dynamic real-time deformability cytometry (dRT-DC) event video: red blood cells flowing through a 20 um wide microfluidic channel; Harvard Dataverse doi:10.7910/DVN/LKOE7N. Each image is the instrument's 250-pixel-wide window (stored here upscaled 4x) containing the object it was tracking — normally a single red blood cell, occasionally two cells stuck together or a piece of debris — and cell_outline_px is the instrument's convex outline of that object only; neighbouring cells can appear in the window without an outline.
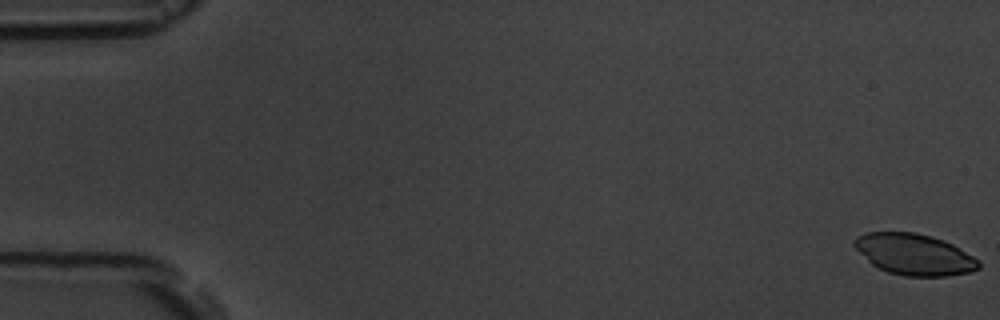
{"species": "common noctule bat (a hibernating species)", "species_latin": "Nyctalus noctula", "temperature_condition": "room temperature", "stored_images_in_passage": 4, "camera_frame_rate_fps": 3000, "um_per_image_px": 0.085, "animal": {"sex": "male", "body_mass_g": 19.5, "forearm_length_mm": 54.6}, "frame": {"image": 1, "passage_image": 1, "time_ms": 0.0, "image_size_px": [1000, 320], "cell_outline_px": [[980, 268], [968, 272], [948, 276], [904, 276], [888, 272], [872, 264], [852, 244], [852, 240], [856, 236], [868, 232], [916, 232], [932, 236], [944, 240], [952, 244], [980, 260]], "centroid_in_image_um": [77.72, 21.61], "position_along_channel_um": 7.3, "area_um2": 29.82}}